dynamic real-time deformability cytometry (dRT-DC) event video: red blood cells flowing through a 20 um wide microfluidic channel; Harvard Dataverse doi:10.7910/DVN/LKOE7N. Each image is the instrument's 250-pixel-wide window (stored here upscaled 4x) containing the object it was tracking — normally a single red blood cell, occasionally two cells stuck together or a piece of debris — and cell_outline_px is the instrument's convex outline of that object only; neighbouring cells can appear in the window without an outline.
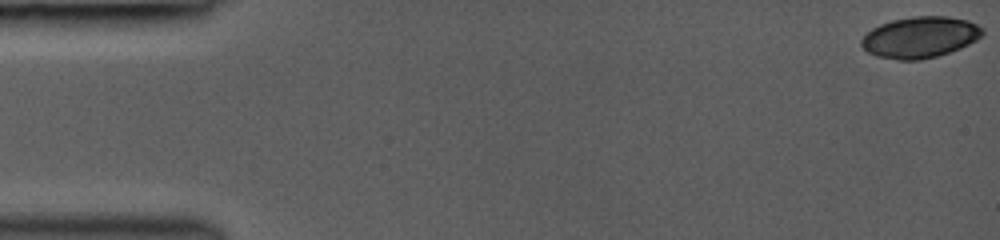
{"species": "common noctule bat (a hibernating species)", "species_latin": "Nyctalus noctula", "temperature_condition": "room temperature", "stored_images_in_passage": 24, "camera_frame_rate_fps": 3000, "um_per_image_px": 0.085, "animal": {"sex": "female", "body_mass_g": 19.0, "forearm_length_mm": 53.3}, "frame": {"image": 1, "passage_image": 1, "time_ms": 0.0, "image_size_px": [1000, 240], "cell_outline_px": [[984, 32], [976, 40], [960, 48], [936, 56], [920, 60], [896, 60], [876, 56], [868, 52], [860, 44], [860, 40], [872, 28], [880, 24], [892, 20], [916, 16], [948, 16], [968, 20], [984, 28]], "centroid_in_image_um": [78.2, 3.16], "position_along_channel_um": 6.8, "area_um2": 29.02}}
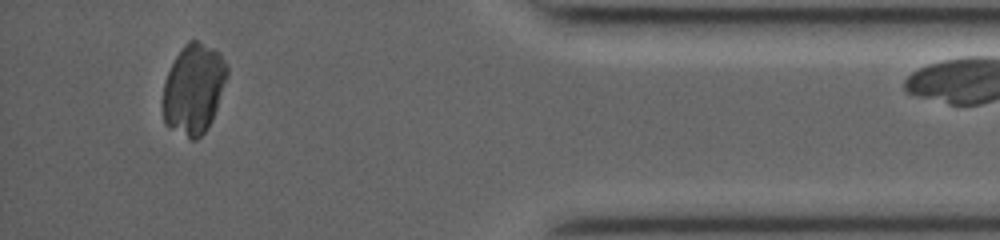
{"frame": {"image": 2, "passage_image": 22, "time_ms": 14.0, "image_size_px": [1000, 240], "cell_outline_px": [[228, 76], [212, 120], [208, 128], [196, 140], [192, 140], [168, 128], [164, 124], [164, 80], [176, 56], [184, 44], [188, 40], [196, 40], [220, 52], [228, 68]], "centroid_in_image_um": [16.47, 7.57], "position_along_channel_um": 418.7, "area_um2": 33.7}}